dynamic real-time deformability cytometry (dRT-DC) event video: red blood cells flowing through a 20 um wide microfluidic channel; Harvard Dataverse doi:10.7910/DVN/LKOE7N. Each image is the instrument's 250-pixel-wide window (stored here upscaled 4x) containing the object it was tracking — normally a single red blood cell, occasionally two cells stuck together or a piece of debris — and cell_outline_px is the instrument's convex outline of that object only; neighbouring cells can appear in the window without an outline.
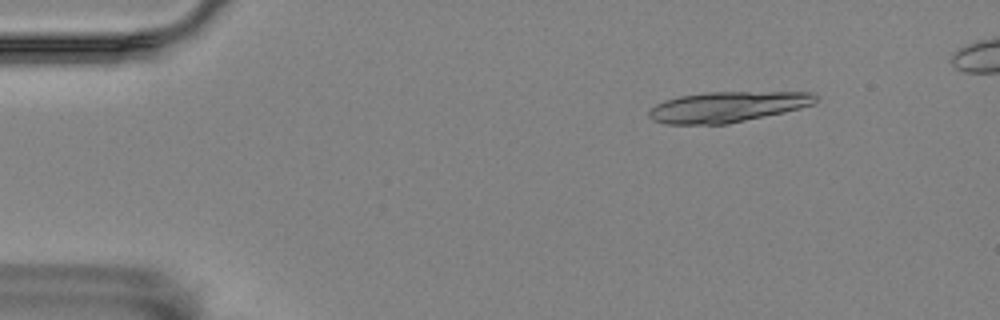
{"species": "Egyptian fruit bat (a non-hibernating species)", "species_latin": "Rousettus aegyptiacus", "temperature_condition": "room temperature", "stored_images_in_passage": 5, "camera_frame_rate_fps": 3000, "um_per_image_px": 0.085, "animal": {"sex": "female"}, "frame": {"image": 1, "passage_image": 2, "time_ms": 0.333, "image_size_px": [1000, 320], "cell_outline_px": [[816, 104], [784, 112], [728, 124], [664, 124], [652, 120], [648, 116], [648, 112], [656, 104], [664, 100], [680, 96], [704, 92], [812, 92], [816, 96]], "centroid_in_image_um": [61.82, 9.08], "position_along_channel_um": 23.2, "area_um2": 29.77}}